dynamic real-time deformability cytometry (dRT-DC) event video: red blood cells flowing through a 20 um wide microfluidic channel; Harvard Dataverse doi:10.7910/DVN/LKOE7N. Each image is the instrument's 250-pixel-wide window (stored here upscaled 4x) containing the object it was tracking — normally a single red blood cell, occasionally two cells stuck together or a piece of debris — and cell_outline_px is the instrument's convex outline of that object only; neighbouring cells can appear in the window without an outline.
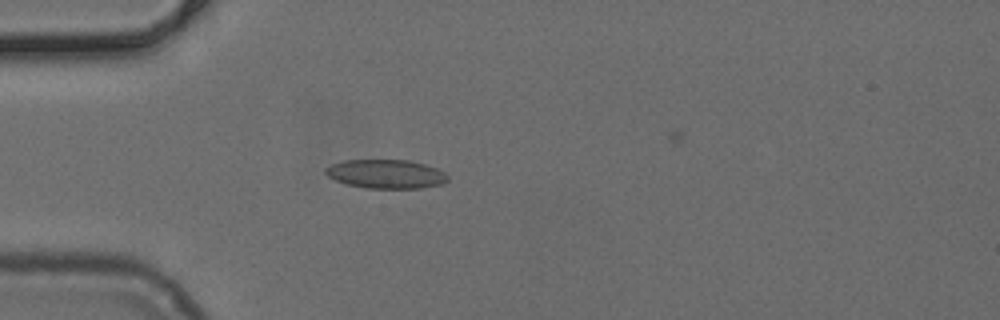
{"species": "common noctule bat (a hibernating species)", "species_latin": "Nyctalus noctula", "temperature_condition": "cold", "stored_images_in_passage": 30, "camera_frame_rate_fps": 3000, "um_per_image_px": 0.085, "animal": {"sex": "female", "body_mass_g": 24.6, "forearm_length_mm": 56.2}, "frame": {"image": 1, "passage_image": 1, "time_ms": 0.0, "image_size_px": [1000, 320], "cell_outline_px": [[448, 180], [444, 184], [420, 188], [368, 188], [348, 184], [336, 180], [328, 176], [324, 172], [324, 168], [332, 164], [344, 160], [408, 160], [440, 168], [448, 176]], "centroid_in_image_um": [32.85, 14.78], "position_along_channel_um": 52.2, "area_um2": 20.63}}
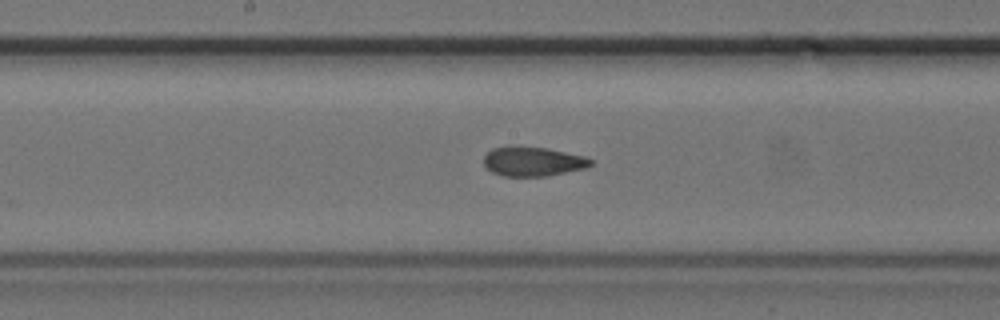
{"frame": {"image": 2, "passage_image": 13, "time_ms": 4.0, "image_size_px": [1000, 320], "cell_outline_px": [[592, 164], [584, 168], [548, 176], [504, 176], [492, 172], [484, 164], [484, 156], [492, 148], [548, 148], [584, 156], [592, 160]], "centroid_in_image_um": [45.32, 13.75], "position_along_channel_um": 202.9, "area_um2": 17.74}}
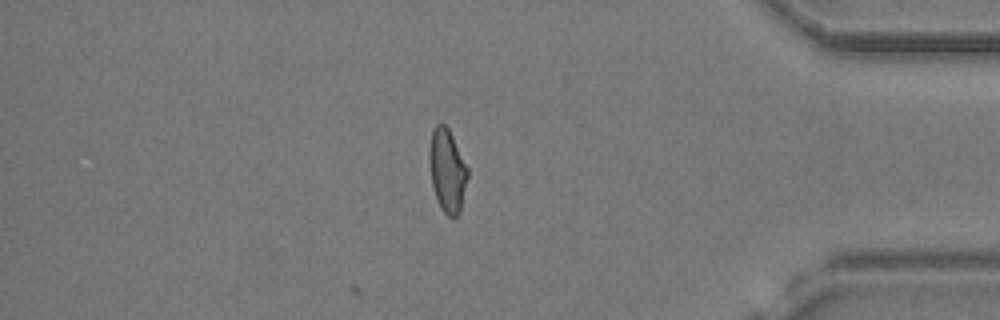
{"frame": {"image": 3, "passage_image": 30, "time_ms": 9.667, "image_size_px": [1000, 320], "cell_outline_px": [[468, 176], [460, 212], [452, 220], [440, 208], [432, 184], [428, 160], [428, 152], [432, 132], [436, 124], [444, 124], [448, 128], [468, 168]], "centroid_in_image_um": [38.01, 14.52], "position_along_channel_um": 397.2, "area_um2": 18.55}}